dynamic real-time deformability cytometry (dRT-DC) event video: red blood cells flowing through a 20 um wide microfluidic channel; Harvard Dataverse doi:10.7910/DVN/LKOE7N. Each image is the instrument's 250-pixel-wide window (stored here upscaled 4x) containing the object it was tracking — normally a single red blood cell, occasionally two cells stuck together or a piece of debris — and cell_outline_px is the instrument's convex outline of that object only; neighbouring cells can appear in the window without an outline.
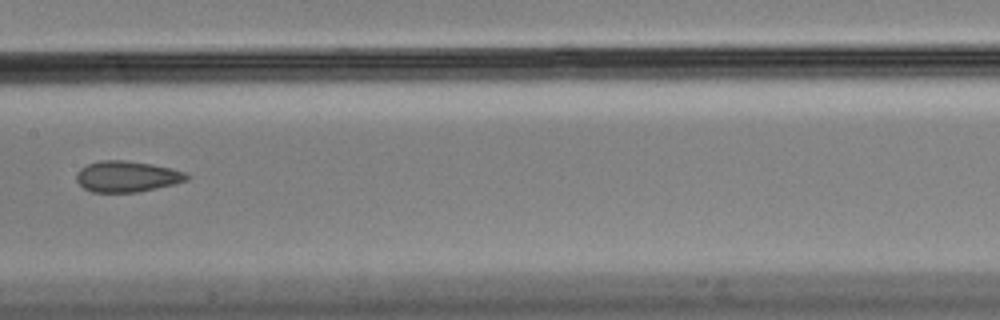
{"species": "Egyptian fruit bat (a non-hibernating species)", "species_latin": "Rousettus aegyptiacus", "temperature_condition": "cold", "stored_images_in_passage": 7, "camera_frame_rate_fps": 3000, "um_per_image_px": 0.085, "animal": {"sex": "male"}, "frame": {"image": 1, "passage_image": 6, "time_ms": 1.667, "image_size_px": [1000, 320], "cell_outline_px": [[192, 176], [188, 180], [156, 188], [136, 192], [92, 192], [84, 188], [76, 180], [76, 172], [80, 168], [88, 164], [100, 160], [124, 160], [152, 164], [172, 168], [184, 172]], "centroid_in_image_um": [10.79, 14.99], "position_along_channel_um": 196.6, "area_um2": 19.94}}
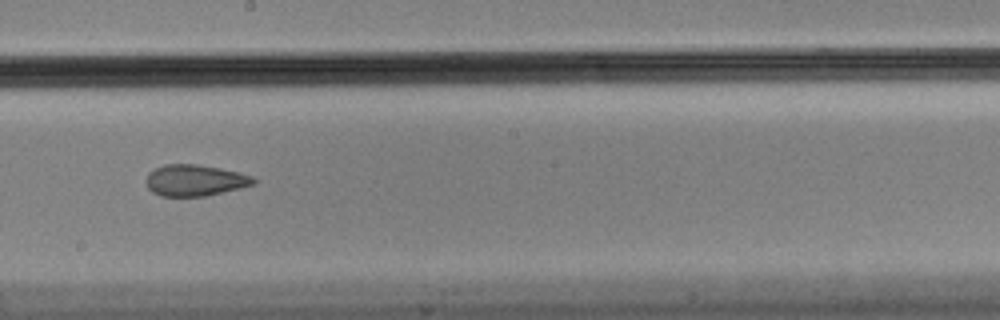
{"frame": {"image": 2, "passage_image": 7, "time_ms": 2.0, "image_size_px": [1000, 320], "cell_outline_px": [[256, 184], [240, 188], [204, 196], [160, 196], [152, 192], [148, 188], [148, 172], [164, 164], [196, 164], [220, 168], [240, 172], [252, 176], [256, 180]], "centroid_in_image_um": [16.6, 15.32], "position_along_channel_um": 231.6, "area_um2": 19.54}}